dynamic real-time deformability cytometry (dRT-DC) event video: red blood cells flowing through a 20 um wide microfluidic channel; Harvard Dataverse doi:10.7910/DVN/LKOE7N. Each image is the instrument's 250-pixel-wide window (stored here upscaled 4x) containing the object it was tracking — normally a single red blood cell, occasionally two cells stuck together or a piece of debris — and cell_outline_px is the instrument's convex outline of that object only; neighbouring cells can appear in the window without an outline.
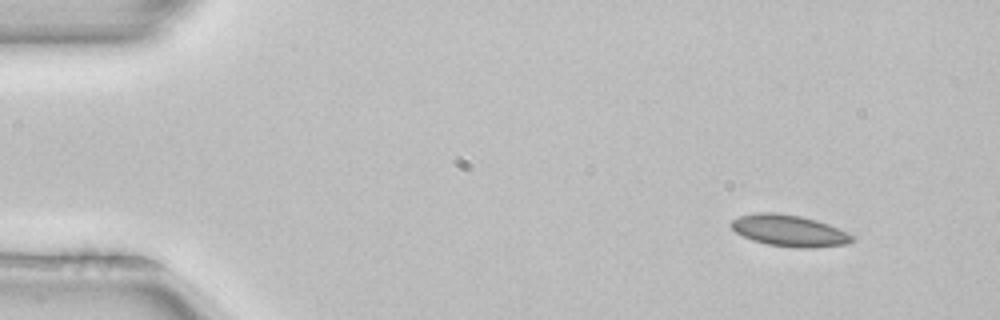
{"species": "common noctule bat (a hibernating species)", "species_latin": "Nyctalus noctula", "temperature_condition": "room temperature", "stored_images_in_passage": 3, "camera_frame_rate_fps": 3000, "um_per_image_px": 0.085, "animal": {"sex": "female", "body_mass_g": 22.7, "forearm_length_mm": 54.2}, "frame": {"image": 1, "passage_image": 1, "time_ms": 0.0, "image_size_px": [1000, 320], "cell_outline_px": [[856, 240], [848, 244], [808, 248], [796, 248], [768, 244], [752, 240], [736, 232], [728, 224], [732, 220], [740, 216], [756, 212], [776, 212], [800, 216], [816, 220], [828, 224], [852, 236]], "centroid_in_image_um": [67.05, 19.6], "position_along_channel_um": 17.9, "area_um2": 22.08}}
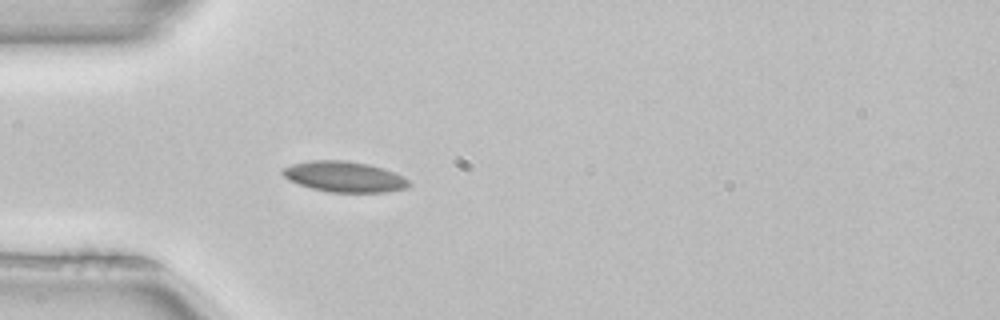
{"frame": {"image": 2, "passage_image": 3, "time_ms": 0.667, "image_size_px": [1000, 320], "cell_outline_px": [[412, 184], [408, 188], [388, 192], [328, 192], [312, 188], [288, 180], [280, 172], [280, 168], [292, 164], [308, 160], [344, 160], [368, 164], [384, 168], [404, 176]], "centroid_in_image_um": [29.27, 15.01], "position_along_channel_um": 55.7, "area_um2": 22.83}}